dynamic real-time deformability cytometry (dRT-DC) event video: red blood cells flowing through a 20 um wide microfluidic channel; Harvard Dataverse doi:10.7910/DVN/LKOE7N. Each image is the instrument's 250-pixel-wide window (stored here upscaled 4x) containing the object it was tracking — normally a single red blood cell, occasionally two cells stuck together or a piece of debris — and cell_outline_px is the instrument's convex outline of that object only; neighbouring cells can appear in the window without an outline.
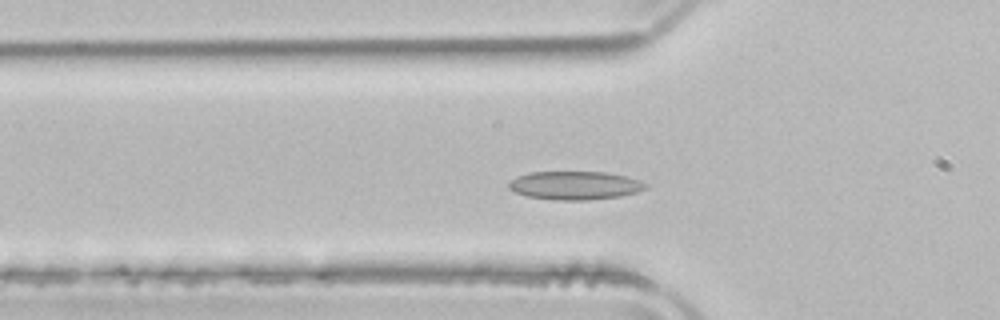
{"species": "common noctule bat (a hibernating species)", "species_latin": "Nyctalus noctula", "temperature_condition": "room temperature", "stored_images_in_passage": 46, "camera_frame_rate_fps": 3000, "um_per_image_px": 0.085, "animal": {"sex": "male", "body_mass_g": 21.5, "forearm_length_mm": 52.0}, "frame": {"image": 1, "passage_image": 10, "time_ms": 3.0, "image_size_px": [1000, 320], "cell_outline_px": [[648, 188], [636, 192], [620, 196], [588, 200], [556, 200], [528, 196], [516, 192], [508, 188], [508, 184], [516, 176], [528, 172], [604, 172], [624, 176], [640, 180], [648, 184]], "centroid_in_image_um": [48.87, 15.76], "position_along_channel_um": 76.9, "area_um2": 22.6}}
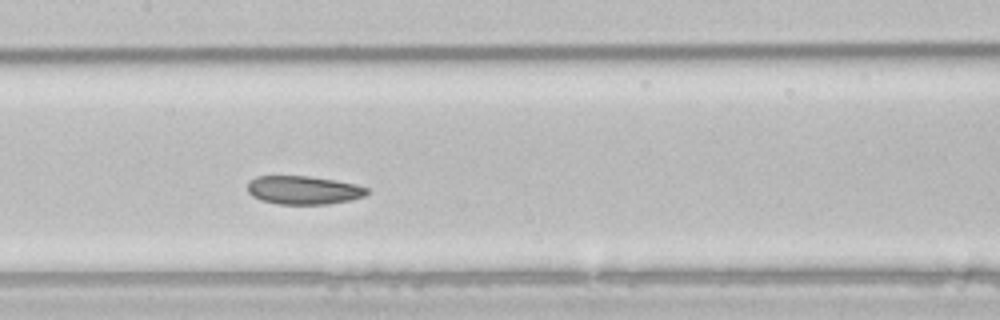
{"frame": {"image": 2, "passage_image": 18, "time_ms": 5.667, "image_size_px": [1000, 320], "cell_outline_px": [[368, 192], [364, 196], [352, 200], [328, 204], [280, 204], [260, 200], [252, 196], [248, 192], [248, 180], [256, 176], [308, 176], [336, 180], [356, 184], [368, 188]], "centroid_in_image_um": [25.79, 16.15], "position_along_channel_um": 181.6, "area_um2": 19.94}}
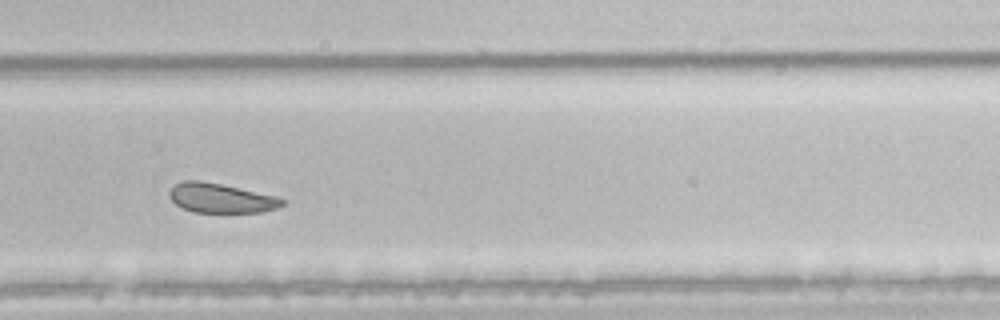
{"frame": {"image": 3, "passage_image": 28, "time_ms": 9.0, "image_size_px": [1000, 320], "cell_outline_px": [[284, 204], [280, 208], [260, 212], [192, 212], [176, 204], [168, 196], [168, 192], [172, 184], [184, 180], [200, 180], [220, 184], [276, 196], [284, 200]], "centroid_in_image_um": [18.74, 16.83], "position_along_channel_um": 311.1, "area_um2": 19.42}, "authors_computed_cell_mechanics": {"area_um2": 22.1952, "velocity_mm_per_s": 3.896, "shape_relaxation_time_tau1_ms": 3.5954, "shape_relaxation_time_tau2_ms": 3.0343, "deformation_change_tau1": 0.1076, "deformation_change_tau2": 0.0856}}